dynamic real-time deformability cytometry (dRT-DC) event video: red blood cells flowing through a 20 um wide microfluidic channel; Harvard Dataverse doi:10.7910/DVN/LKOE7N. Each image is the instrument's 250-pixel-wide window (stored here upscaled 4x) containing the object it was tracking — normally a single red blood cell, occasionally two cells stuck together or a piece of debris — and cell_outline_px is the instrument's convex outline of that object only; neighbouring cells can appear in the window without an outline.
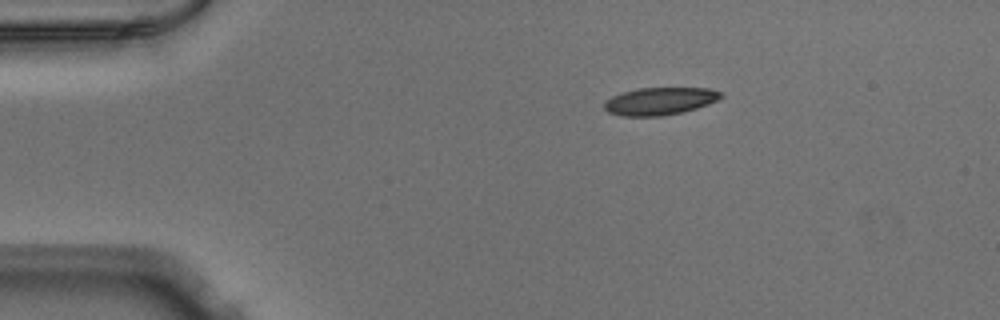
{"species": "Egyptian fruit bat (a non-hibernating species)", "species_latin": "Rousettus aegyptiacus", "temperature_condition": "warm", "stored_images_in_passage": 44, "camera_frame_rate_fps": 3000, "um_per_image_px": 0.085, "animal": {"sex": "male"}, "frame": {"image": 1, "passage_image": 1, "time_ms": 0.0, "image_size_px": [1000, 320], "cell_outline_px": [[724, 96], [708, 104], [696, 108], [680, 112], [660, 116], [620, 116], [608, 112], [604, 108], [604, 100], [620, 92], [636, 88], [712, 88], [724, 92]], "centroid_in_image_um": [56.07, 8.58], "position_along_channel_um": 28.9, "area_um2": 18.9}}
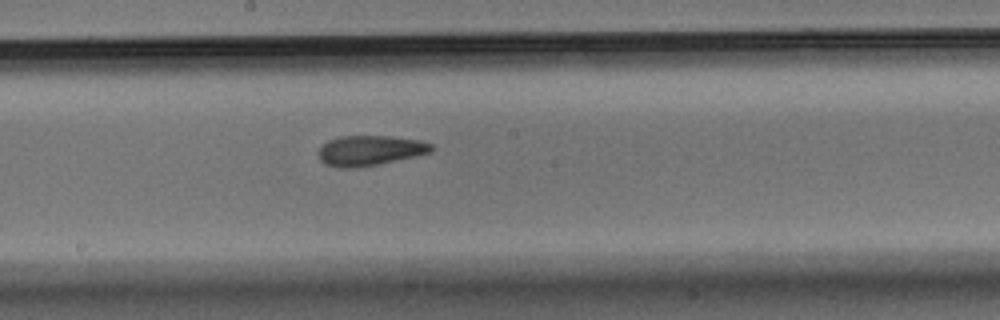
{"frame": {"image": 2, "passage_image": 20, "time_ms": 6.333, "image_size_px": [1000, 320], "cell_outline_px": [[436, 148], [432, 152], [416, 156], [380, 164], [356, 168], [336, 168], [324, 164], [320, 160], [316, 152], [328, 140], [340, 136], [392, 136], [420, 140], [432, 144]], "centroid_in_image_um": [31.44, 12.8], "position_along_channel_um": 216.8, "area_um2": 20.23}}
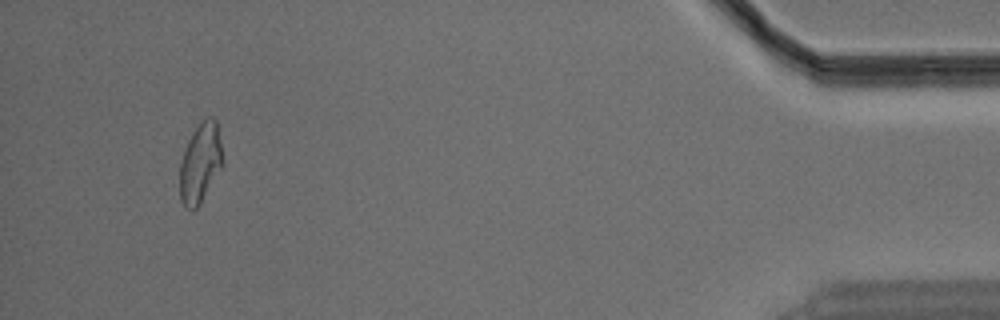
{"frame": {"image": 3, "passage_image": 41, "time_ms": 13.333, "image_size_px": [1000, 320], "cell_outline_px": [[224, 160], [220, 168], [200, 204], [192, 212], [184, 208], [180, 200], [180, 164], [188, 140], [192, 132], [200, 120], [204, 116], [212, 116], [216, 120]], "centroid_in_image_um": [17.01, 13.84], "position_along_channel_um": 418.2, "area_um2": 20.06}}